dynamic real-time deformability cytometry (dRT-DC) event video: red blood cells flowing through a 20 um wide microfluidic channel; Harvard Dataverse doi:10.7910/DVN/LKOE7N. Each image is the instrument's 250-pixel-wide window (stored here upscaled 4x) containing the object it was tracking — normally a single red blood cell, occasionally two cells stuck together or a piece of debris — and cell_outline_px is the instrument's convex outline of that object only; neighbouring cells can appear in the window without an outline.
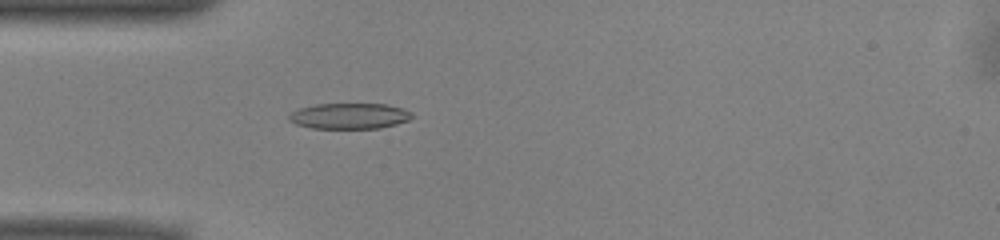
{"species": "common noctule bat (a hibernating species)", "species_latin": "Nyctalus noctula", "temperature_condition": "warm", "stored_images_in_passage": 52, "camera_frame_rate_fps": 3000, "um_per_image_px": 0.085, "animal": {"sex": "male", "body_mass_g": 13.0, "forearm_length_mm": 53.1}, "frame": {"image": 1, "passage_image": 15, "time_ms": 4.667, "image_size_px": [1000, 240], "cell_outline_px": [[412, 116], [408, 120], [396, 124], [380, 128], [312, 128], [296, 124], [288, 120], [288, 116], [292, 112], [300, 108], [316, 104], [388, 104], [404, 108], [412, 112]], "centroid_in_image_um": [29.72, 9.85], "position_along_channel_um": 55.3, "area_um2": 18.44}}
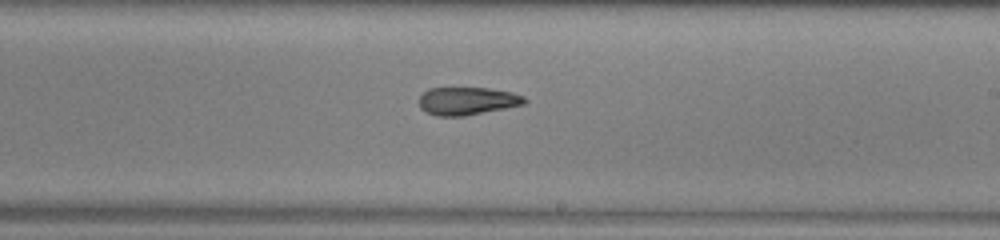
{"frame": {"image": 2, "passage_image": 30, "time_ms": 9.667, "image_size_px": [1000, 240], "cell_outline_px": [[528, 100], [524, 104], [464, 116], [436, 116], [420, 108], [420, 96], [428, 88], [488, 88], [512, 92], [524, 96]], "centroid_in_image_um": [39.72, 8.58], "position_along_channel_um": 249.3, "area_um2": 16.99}}
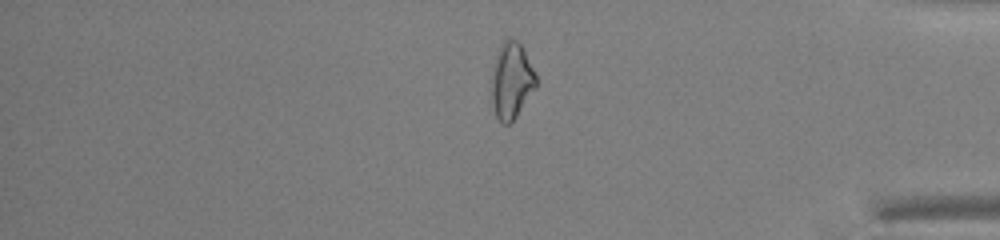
{"frame": {"image": 3, "passage_image": 43, "time_ms": 14.0, "image_size_px": [1000, 240], "cell_outline_px": [[536, 88], [516, 116], [508, 124], [504, 124], [496, 116], [492, 108], [492, 68], [500, 44], [508, 36], [512, 36], [524, 48], [536, 76]], "centroid_in_image_um": [43.47, 6.81], "position_along_channel_um": 391.7, "area_um2": 19.83}, "authors_computed_cell_mechanics": {"area_um2": 18.5249, "velocity_mm_per_s": 3.9738, "shape_relaxation_time_tau1_ms": null, "shape_relaxation_time_tau2_ms": 6.7978, "deformation_change_tau1": null, "deformation_change_tau2": 0.1732}}